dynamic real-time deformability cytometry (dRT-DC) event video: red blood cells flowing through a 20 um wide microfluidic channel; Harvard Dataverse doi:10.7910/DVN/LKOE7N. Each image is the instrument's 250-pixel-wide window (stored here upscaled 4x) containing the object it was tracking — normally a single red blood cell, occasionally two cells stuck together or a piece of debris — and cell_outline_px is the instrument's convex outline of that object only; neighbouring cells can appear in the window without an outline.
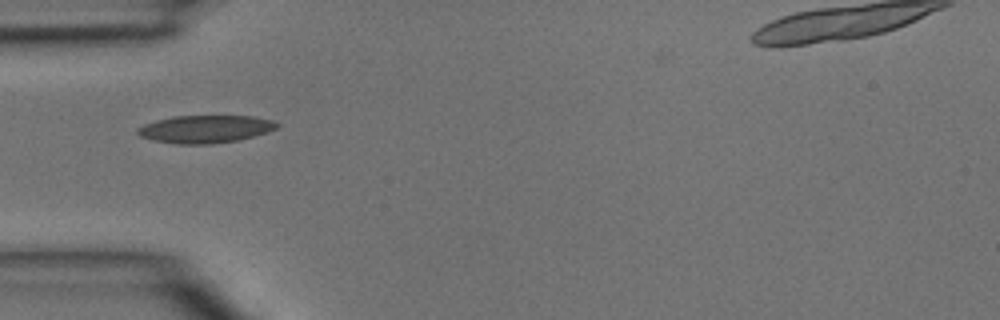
{"species": "common noctule bat (a hibernating species)", "species_latin": "Nyctalus noctula", "temperature_condition": "room temperature", "stored_images_in_passage": 3, "camera_frame_rate_fps": 3000, "um_per_image_px": 0.085, "animal": {"sex": "male", "body_mass_g": 15.6}, "frame": {"image": 1, "passage_image": 3, "time_ms": 0.667, "image_size_px": [1000, 320], "cell_outline_px": [[280, 124], [276, 128], [268, 132], [236, 140], [212, 144], [176, 144], [152, 140], [140, 136], [136, 132], [136, 128], [144, 124], [156, 120], [172, 116], [252, 116], [272, 120]], "centroid_in_image_um": [17.41, 10.97], "position_along_channel_um": 67.6, "area_um2": 22.48}}